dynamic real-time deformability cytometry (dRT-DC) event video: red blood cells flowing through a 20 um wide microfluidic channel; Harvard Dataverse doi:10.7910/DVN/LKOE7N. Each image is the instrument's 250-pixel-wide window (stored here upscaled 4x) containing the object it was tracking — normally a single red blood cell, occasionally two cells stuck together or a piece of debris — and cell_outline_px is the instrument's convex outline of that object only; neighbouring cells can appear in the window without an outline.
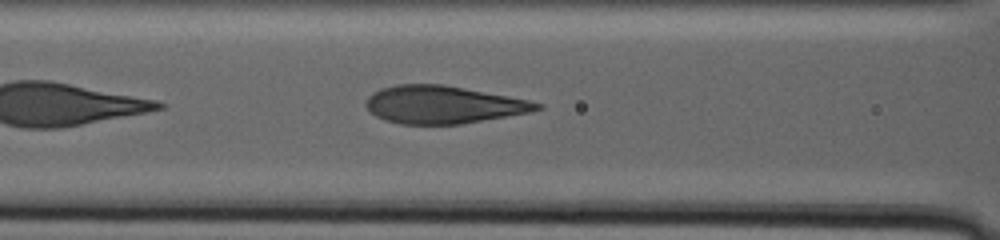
{"species": "human", "species_latin": "Homo sapiens", "temperature_condition": "warm", "stored_images_in_passage": 52, "camera_frame_rate_fps": 3000, "um_per_image_px": 0.085, "donor": {"sex": "male"}, "frame": {"image": 1, "passage_image": 10, "time_ms": 3.0, "image_size_px": [1000, 240], "cell_outline_px": [[544, 108], [528, 112], [460, 124], [404, 124], [388, 120], [376, 116], [364, 104], [368, 96], [380, 88], [396, 84], [440, 84], [528, 100], [544, 104]], "centroid_in_image_um": [37.63, 8.89], "position_along_channel_um": 129.0, "area_um2": 36.93}}
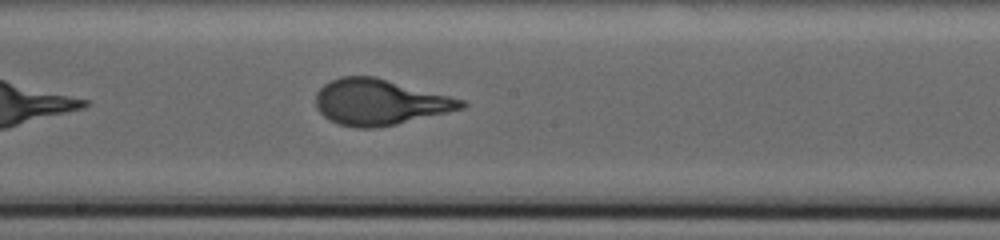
{"frame": {"image": 2, "passage_image": 22, "time_ms": 7.0, "image_size_px": [1000, 240], "cell_outline_px": [[468, 104], [464, 108], [396, 124], [372, 128], [356, 128], [340, 124], [324, 116], [316, 108], [316, 92], [324, 84], [340, 76], [372, 76], [464, 100]], "centroid_in_image_um": [32.24, 8.68], "position_along_channel_um": 216.0, "area_um2": 38.26}}
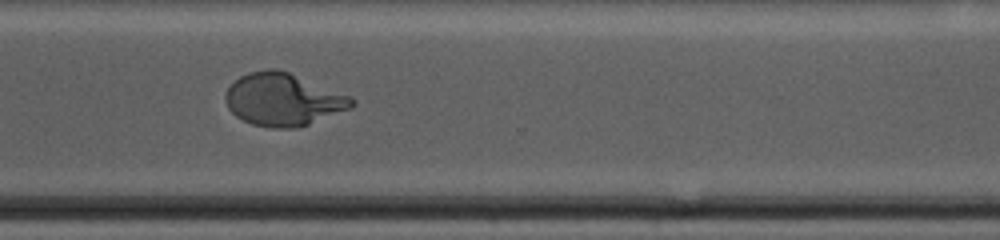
{"frame": {"image": 3, "passage_image": 40, "time_ms": 13.0, "image_size_px": [1000, 240], "cell_outline_px": [[356, 104], [352, 108], [308, 124], [292, 128], [272, 128], [252, 124], [236, 116], [228, 108], [224, 96], [228, 88], [240, 76], [248, 72], [268, 68], [276, 68], [288, 72], [348, 96], [356, 100]], "centroid_in_image_um": [24.04, 8.46], "position_along_channel_um": 346.6, "area_um2": 38.26}}